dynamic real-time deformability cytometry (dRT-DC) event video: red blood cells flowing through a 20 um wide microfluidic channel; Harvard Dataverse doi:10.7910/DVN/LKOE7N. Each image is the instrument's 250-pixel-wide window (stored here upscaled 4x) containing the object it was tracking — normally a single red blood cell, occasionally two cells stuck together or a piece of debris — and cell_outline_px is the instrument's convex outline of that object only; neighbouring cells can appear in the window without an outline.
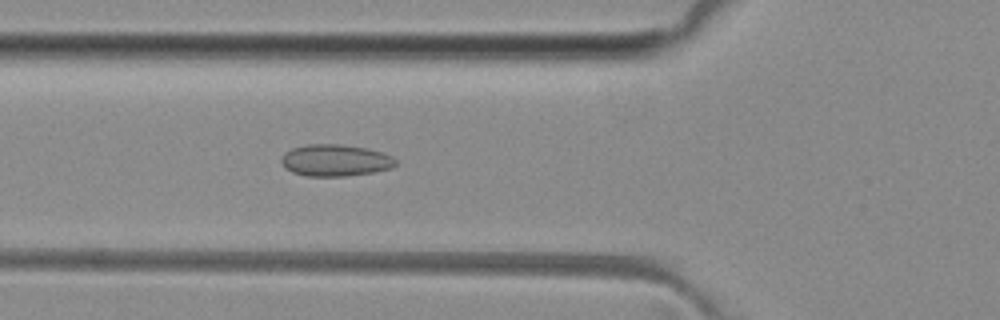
{"species": "common noctule bat (a hibernating species)", "species_latin": "Nyctalus noctula", "temperature_condition": "room temperature", "stored_images_in_passage": 50, "camera_frame_rate_fps": 3000, "um_per_image_px": 0.085, "animal": {"sex": "female", "body_mass_g": 29.2, "forearm_length_mm": 56.3}, "frame": {"image": 1, "passage_image": 18, "time_ms": 5.667, "image_size_px": [1000, 320], "cell_outline_px": [[396, 164], [392, 168], [372, 172], [344, 176], [308, 176], [292, 172], [284, 168], [280, 160], [280, 156], [284, 152], [292, 148], [308, 144], [340, 144], [368, 148], [384, 152], [392, 156], [396, 160]], "centroid_in_image_um": [28.48, 13.62], "position_along_channel_um": 97.3, "area_um2": 21.39}}
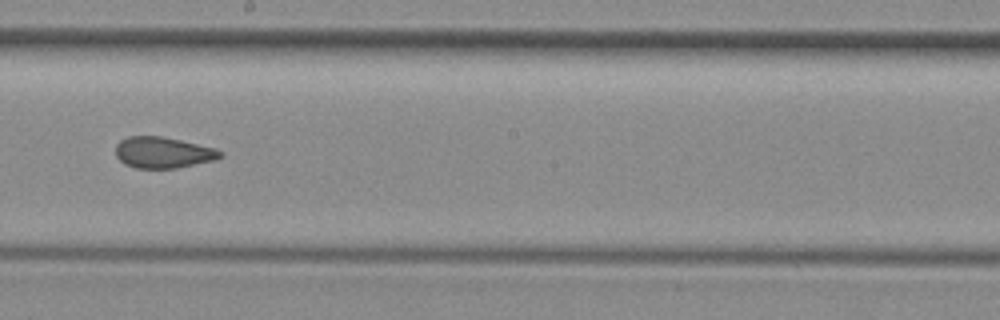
{"frame": {"image": 2, "passage_image": 28, "time_ms": 9.0, "image_size_px": [1000, 320], "cell_outline_px": [[224, 156], [216, 160], [176, 168], [136, 168], [124, 164], [116, 156], [116, 144], [120, 140], [128, 136], [160, 136], [180, 140], [216, 148], [224, 152]], "centroid_in_image_um": [13.88, 12.96], "position_along_channel_um": 234.3, "area_um2": 19.13}}
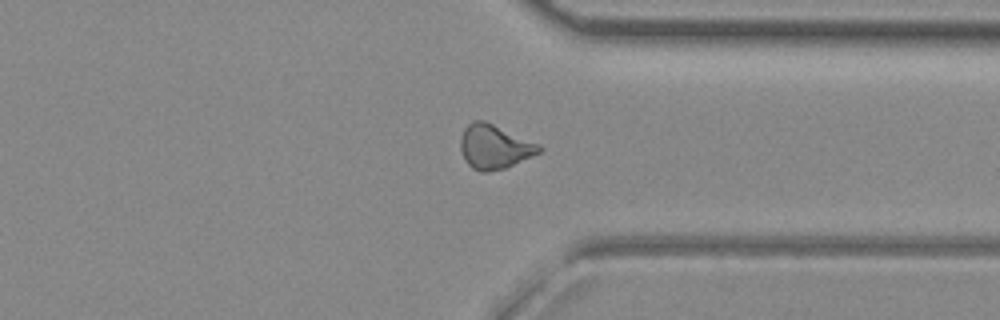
{"frame": {"image": 3, "passage_image": 38, "time_ms": 12.333, "image_size_px": [1000, 320], "cell_outline_px": [[544, 148], [540, 152], [532, 156], [504, 168], [488, 172], [480, 172], [472, 168], [468, 164], [460, 148], [460, 136], [464, 128], [472, 120], [484, 120], [540, 144]], "centroid_in_image_um": [42.02, 12.46], "position_along_channel_um": 369.4, "area_um2": 20.23}, "authors_computed_cell_mechanics": {"area_um2": 19.9121, "velocity_mm_per_s": 4.0944, "shape_relaxation_time_tau1_ms": null, "shape_relaxation_time_tau2_ms": 1.4735, "deformation_change_tau1": null, "deformation_change_tau2": 0.0651}}